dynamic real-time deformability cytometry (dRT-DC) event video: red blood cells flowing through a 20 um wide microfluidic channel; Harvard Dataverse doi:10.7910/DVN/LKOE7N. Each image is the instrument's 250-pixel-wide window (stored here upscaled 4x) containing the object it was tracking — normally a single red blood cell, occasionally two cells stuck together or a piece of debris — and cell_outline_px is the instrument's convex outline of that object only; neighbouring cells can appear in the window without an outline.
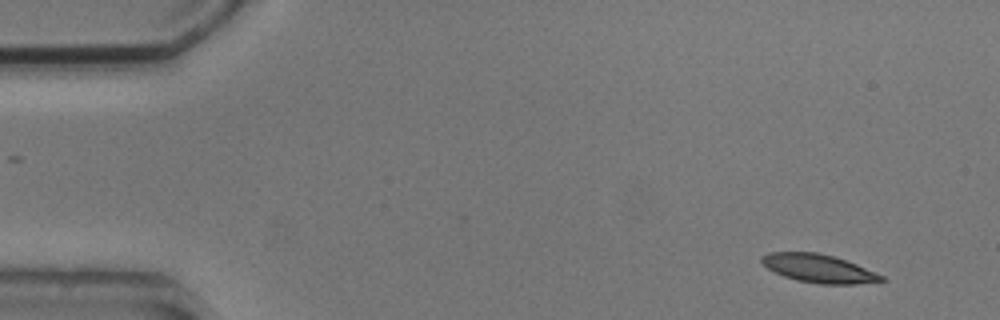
{"species": "common noctule bat (a hibernating species)", "species_latin": "Nyctalus noctula", "temperature_condition": "cold", "stored_images_in_passage": 4, "camera_frame_rate_fps": 3000, "um_per_image_px": 0.085, "animal": {"sex": "male", "body_mass_g": 20.5, "forearm_length_mm": 52.5}, "frame": {"image": 1, "passage_image": 1, "time_ms": 0.0, "image_size_px": [1000, 320], "cell_outline_px": [[884, 280], [856, 284], [820, 284], [796, 280], [784, 276], [768, 268], [760, 260], [760, 256], [768, 252], [816, 252], [832, 256], [856, 264], [884, 276]], "centroid_in_image_um": [69.55, 22.81], "position_along_channel_um": 15.5, "area_um2": 19.48}}
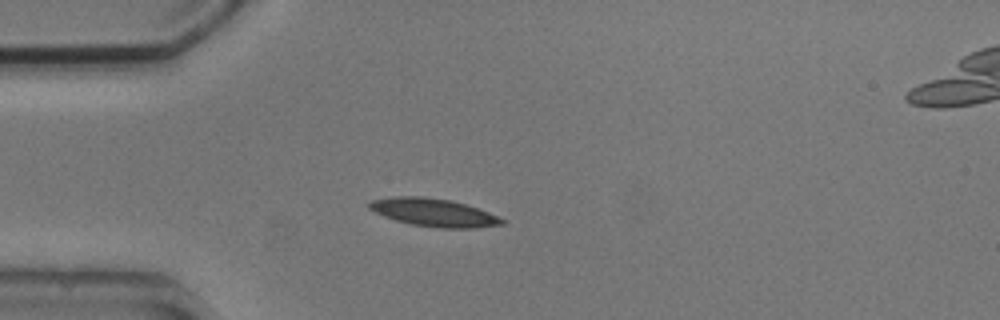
{"frame": {"image": 2, "passage_image": 4, "time_ms": 3.333, "image_size_px": [1000, 320], "cell_outline_px": [[504, 224], [472, 228], [436, 228], [412, 224], [396, 220], [384, 216], [368, 208], [364, 204], [368, 200], [392, 196], [424, 196], [452, 200], [488, 212], [504, 220]], "centroid_in_image_um": [36.77, 18.04], "position_along_channel_um": 48.2, "area_um2": 21.68}}